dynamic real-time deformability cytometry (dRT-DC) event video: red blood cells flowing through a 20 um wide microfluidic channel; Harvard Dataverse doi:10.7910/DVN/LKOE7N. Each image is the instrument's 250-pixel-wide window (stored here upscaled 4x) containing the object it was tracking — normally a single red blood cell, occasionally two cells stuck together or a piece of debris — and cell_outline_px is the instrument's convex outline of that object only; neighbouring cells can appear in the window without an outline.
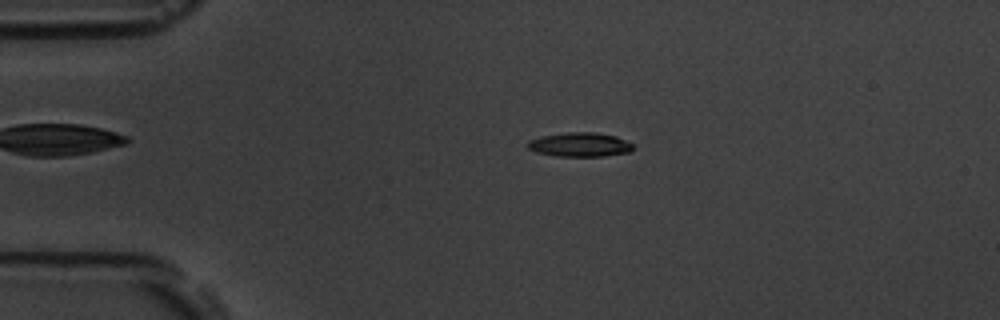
{"species": "common noctule bat (a hibernating species)", "species_latin": "Nyctalus noctula", "temperature_condition": "room temperature", "stored_images_in_passage": 55, "camera_frame_rate_fps": 3000, "um_per_image_px": 0.085, "animal": {"sex": "male", "body_mass_g": 19.5, "forearm_length_mm": 54.6}, "frame": {"image": 1, "passage_image": 12, "time_ms": 3.667, "image_size_px": [1000, 320], "cell_outline_px": [[632, 148], [628, 152], [604, 156], [556, 156], [536, 152], [528, 148], [524, 144], [528, 140], [540, 136], [568, 132], [596, 132], [616, 136], [632, 144]], "centroid_in_image_um": [49.21, 12.28], "position_along_channel_um": 35.8, "area_um2": 14.85}}
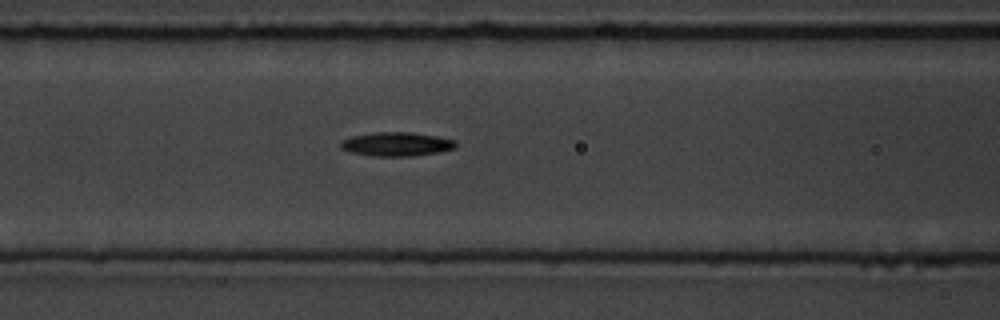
{"frame": {"image": 2, "passage_image": 23, "time_ms": 7.333, "image_size_px": [1000, 320], "cell_outline_px": [[456, 148], [416, 156], [372, 156], [352, 152], [340, 148], [340, 140], [352, 136], [376, 132], [412, 132], [436, 136], [456, 140]], "centroid_in_image_um": [33.7, 12.25], "position_along_channel_um": 132.9, "area_um2": 16.07}}
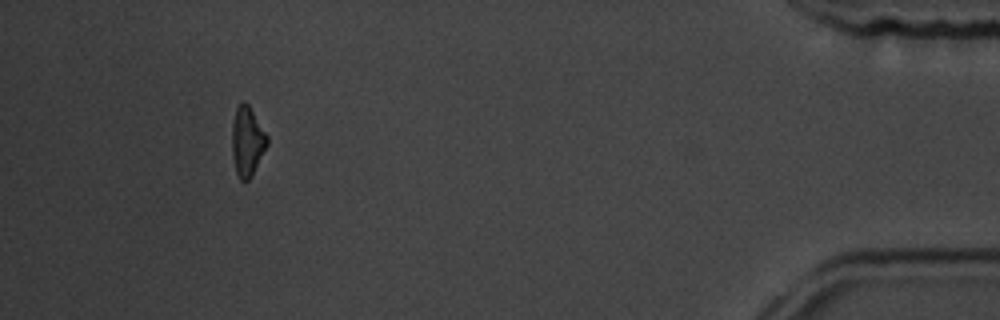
{"frame": {"image": 3, "passage_image": 51, "time_ms": 16.667, "image_size_px": [1000, 320], "cell_outline_px": [[268, 144], [252, 176], [248, 180], [240, 180], [236, 172], [232, 156], [232, 124], [236, 108], [240, 100], [244, 100], [248, 104], [268, 136]], "centroid_in_image_um": [21.01, 12.0], "position_along_channel_um": 414.2, "area_um2": 14.33}, "authors_computed_cell_mechanics": {"area_um2": 14.8546, "velocity_mm_per_s": 3.7077, "shape_relaxation_time_tau1_ms": 2.2735, "shape_relaxation_time_tau2_ms": null, "deformation_change_tau1": 0.1243, "deformation_change_tau2": null}}